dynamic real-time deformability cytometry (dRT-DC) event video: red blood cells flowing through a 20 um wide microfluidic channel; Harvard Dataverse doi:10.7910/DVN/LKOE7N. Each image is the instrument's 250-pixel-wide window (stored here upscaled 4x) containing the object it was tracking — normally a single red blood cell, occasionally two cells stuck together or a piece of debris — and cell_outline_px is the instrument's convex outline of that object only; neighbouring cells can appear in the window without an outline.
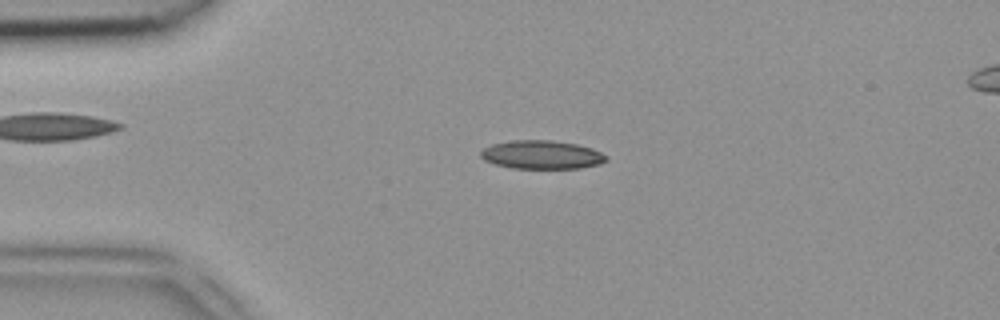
{"species": "common noctule bat (a hibernating species)", "species_latin": "Nyctalus noctula", "temperature_condition": "room temperature", "stored_images_in_passage": 47, "camera_frame_rate_fps": 3000, "um_per_image_px": 0.085, "animal": {"sex": "female", "body_mass_g": 18.4}, "frame": {"image": 1, "passage_image": 10, "time_ms": 3.0, "image_size_px": [1000, 320], "cell_outline_px": [[608, 160], [600, 164], [580, 168], [512, 168], [496, 164], [484, 160], [480, 156], [480, 152], [484, 148], [492, 144], [512, 140], [552, 140], [576, 144], [592, 148], [608, 156]], "centroid_in_image_um": [46.06, 13.15], "position_along_channel_um": 38.9, "area_um2": 20.87}}
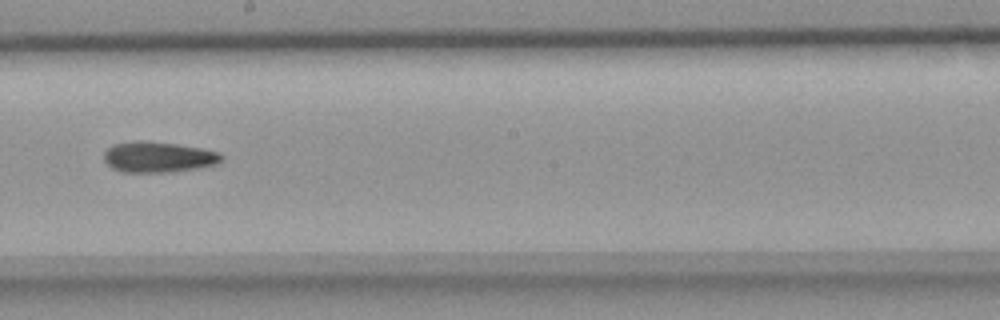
{"frame": {"image": 2, "passage_image": 26, "time_ms": 8.333, "image_size_px": [1000, 320], "cell_outline_px": [[224, 160], [216, 164], [196, 168], [168, 172], [120, 172], [112, 168], [104, 160], [104, 152], [112, 144], [136, 140], [140, 140], [176, 144], [200, 148], [220, 152], [224, 156]], "centroid_in_image_um": [13.44, 13.34], "position_along_channel_um": 234.8, "area_um2": 21.1}}
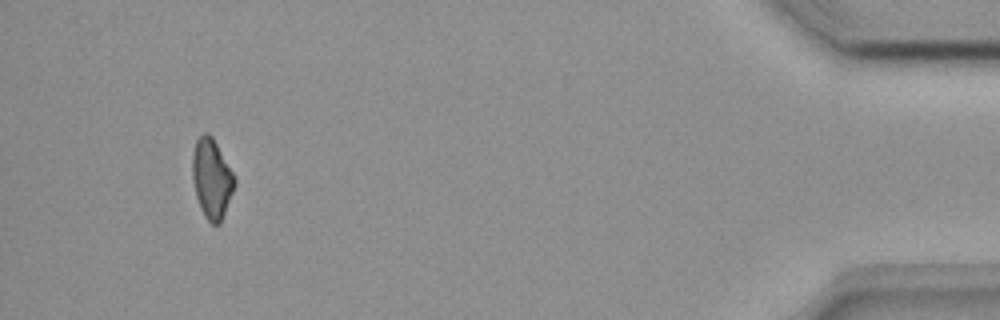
{"frame": {"image": 3, "passage_image": 44, "time_ms": 14.333, "image_size_px": [1000, 320], "cell_outline_px": [[236, 184], [220, 224], [212, 224], [204, 216], [200, 208], [196, 196], [192, 180], [192, 152], [196, 140], [204, 132], [208, 132], [212, 136], [232, 172], [236, 180]], "centroid_in_image_um": [17.98, 15.18], "position_along_channel_um": 417.2, "area_um2": 19.54}}